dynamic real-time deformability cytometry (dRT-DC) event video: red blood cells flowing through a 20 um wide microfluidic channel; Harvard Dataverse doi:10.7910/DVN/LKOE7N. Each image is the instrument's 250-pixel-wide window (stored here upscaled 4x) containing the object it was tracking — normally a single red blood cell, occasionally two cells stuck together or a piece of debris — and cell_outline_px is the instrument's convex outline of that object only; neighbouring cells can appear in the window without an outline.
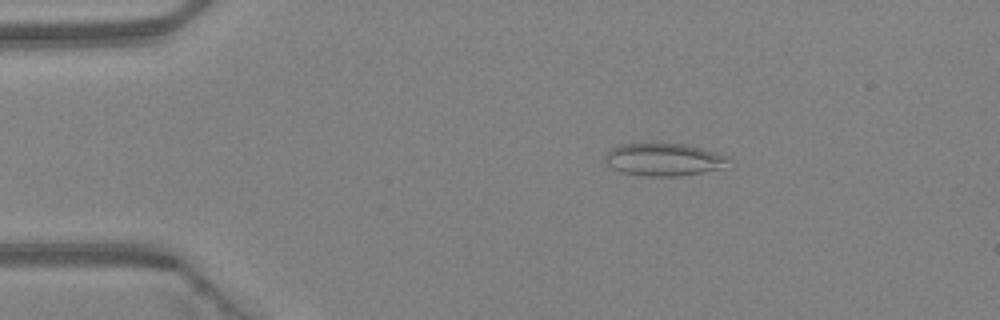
{"species": "Egyptian fruit bat (a non-hibernating species)", "species_latin": "Rousettus aegyptiacus", "temperature_condition": "warm", "stored_images_in_passage": 5, "camera_frame_rate_fps": 3000, "um_per_image_px": 0.085, "animal": {"sex": "female"}, "frame": {"image": 1, "passage_image": 2, "time_ms": 0.333, "image_size_px": [1000, 320], "cell_outline_px": [[736, 164], [720, 168], [700, 172], [676, 176], [648, 176], [624, 172], [612, 168], [604, 160], [604, 156], [612, 148], [620, 144], [688, 144], [728, 156]], "centroid_in_image_um": [56.49, 13.56], "position_along_channel_um": 28.5, "area_um2": 23.35}}